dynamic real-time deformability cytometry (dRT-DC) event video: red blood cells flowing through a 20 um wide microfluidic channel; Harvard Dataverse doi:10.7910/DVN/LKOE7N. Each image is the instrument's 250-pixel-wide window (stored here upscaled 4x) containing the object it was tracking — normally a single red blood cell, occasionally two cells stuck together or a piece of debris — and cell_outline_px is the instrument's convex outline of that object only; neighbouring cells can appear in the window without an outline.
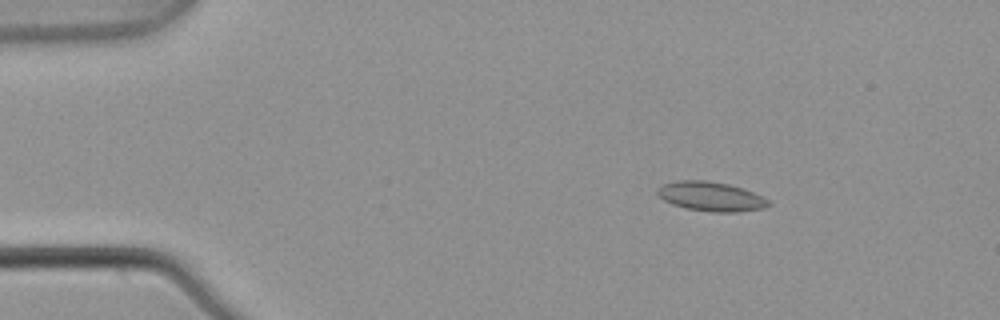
{"species": "common noctule bat (a hibernating species)", "species_latin": "Nyctalus noctula", "temperature_condition": "warm", "stored_images_in_passage": 5, "camera_frame_rate_fps": 3000, "um_per_image_px": 0.085, "animal": {"sex": "male", "body_mass_g": 21.5, "forearm_length_mm": 52.0}, "frame": {"image": 1, "passage_image": 2, "time_ms": 0.333, "image_size_px": [1000, 320], "cell_outline_px": [[772, 204], [764, 208], [740, 212], [712, 212], [688, 208], [672, 204], [664, 200], [656, 192], [656, 188], [664, 184], [676, 180], [708, 180], [728, 184], [744, 188], [768, 200]], "centroid_in_image_um": [60.43, 16.69], "position_along_channel_um": 24.6, "area_um2": 19.02}}